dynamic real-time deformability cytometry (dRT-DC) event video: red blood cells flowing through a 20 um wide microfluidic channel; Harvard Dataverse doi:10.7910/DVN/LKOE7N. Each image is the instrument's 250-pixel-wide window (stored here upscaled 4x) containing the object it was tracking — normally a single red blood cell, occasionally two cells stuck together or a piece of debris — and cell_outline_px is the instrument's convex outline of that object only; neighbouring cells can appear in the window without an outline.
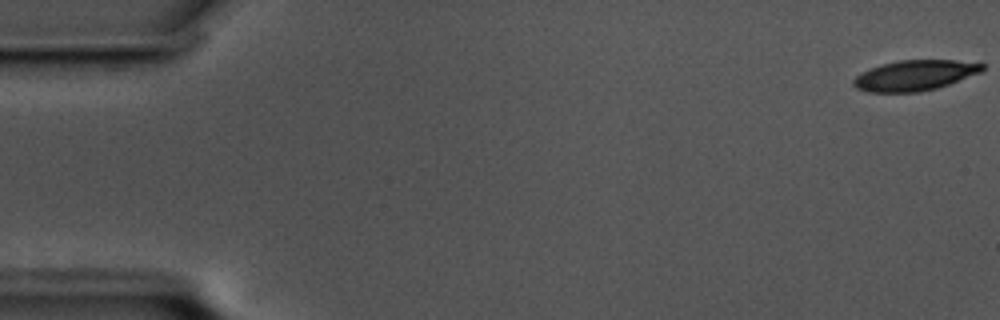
{"species": "common noctule bat (a hibernating species)", "species_latin": "Nyctalus noctula", "temperature_condition": "cold", "stored_images_in_passage": 58, "camera_frame_rate_fps": 3000, "um_per_image_px": 0.085, "animal": {"sex": "male", "body_mass_g": 17.5, "forearm_length_mm": 52.3}, "frame": {"image": 1, "passage_image": 1, "time_ms": 0.0, "image_size_px": [1000, 320], "cell_outline_px": [[984, 68], [980, 72], [948, 84], [936, 88], [920, 92], [868, 92], [856, 88], [852, 84], [852, 80], [856, 76], [880, 64], [900, 60], [956, 60], [984, 64]], "centroid_in_image_um": [77.72, 6.41], "position_along_channel_um": 7.3, "area_um2": 22.6}}
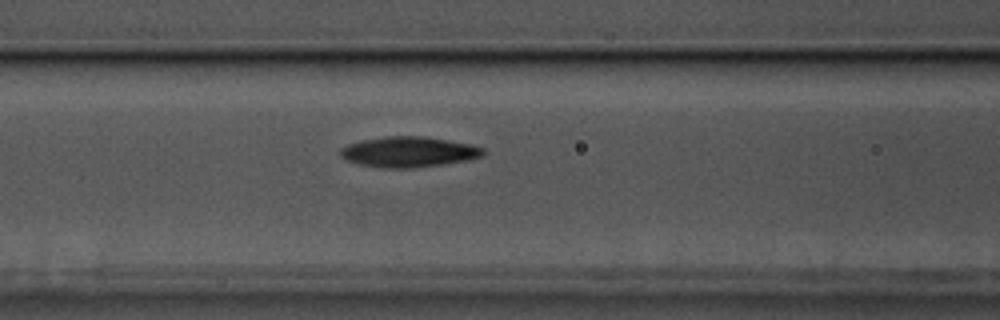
{"frame": {"image": 2, "passage_image": 24, "time_ms": 7.667, "image_size_px": [1000, 320], "cell_outline_px": [[484, 156], [468, 160], [444, 164], [412, 168], [384, 168], [360, 164], [348, 160], [340, 156], [340, 148], [348, 144], [364, 140], [388, 136], [424, 136], [448, 140], [468, 144], [484, 148]], "centroid_in_image_um": [34.75, 12.91], "position_along_channel_um": 131.8, "area_um2": 25.2}}
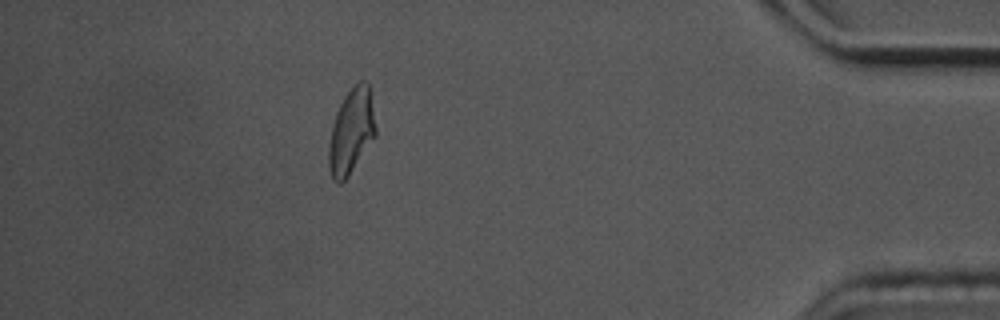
{"frame": {"image": 3, "passage_image": 52, "time_ms": 17.0, "image_size_px": [1000, 320], "cell_outline_px": [[376, 136], [348, 176], [340, 184], [336, 184], [332, 180], [328, 168], [328, 148], [332, 124], [336, 112], [344, 96], [360, 80], [368, 80], [376, 128]], "centroid_in_image_um": [29.85, 11.19], "position_along_channel_um": 405.4, "area_um2": 23.41}, "authors_computed_cell_mechanics": {"area_um2": 23.8425, "velocity_mm_per_s": 3.4611, "shape_relaxation_time_tau1_ms": 5.9778, "shape_relaxation_time_tau2_ms": 3.9086, "deformation_change_tau1": 0.18, "deformation_change_tau2": 0.1092}}